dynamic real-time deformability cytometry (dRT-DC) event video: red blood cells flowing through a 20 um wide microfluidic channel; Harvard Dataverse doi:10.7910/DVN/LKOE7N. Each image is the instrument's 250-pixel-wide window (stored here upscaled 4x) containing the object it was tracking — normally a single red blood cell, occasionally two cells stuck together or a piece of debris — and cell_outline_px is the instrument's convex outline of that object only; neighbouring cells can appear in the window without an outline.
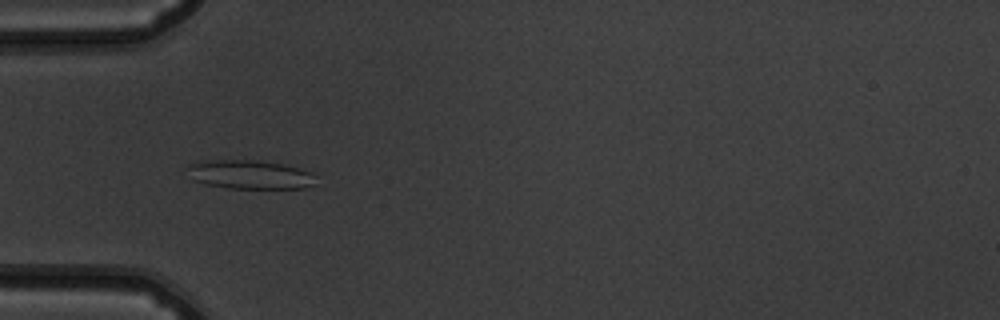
{"species": "common noctule bat (a hibernating species)", "species_latin": "Nyctalus noctula", "temperature_condition": "warm", "stored_images_in_passage": 35, "camera_frame_rate_fps": 3000, "um_per_image_px": 0.085, "animal": {"sex": "male", "body_mass_g": 19.5, "forearm_length_mm": 54.6}, "frame": {"image": 1, "passage_image": 4, "time_ms": 1.0, "image_size_px": [1000, 320], "cell_outline_px": [[316, 184], [304, 188], [228, 188], [204, 184], [192, 180], [192, 164], [200, 160], [252, 160], [284, 164], [300, 168], [312, 172], [316, 176]], "centroid_in_image_um": [21.33, 14.84], "position_along_channel_um": 63.7, "area_um2": 21.5}}
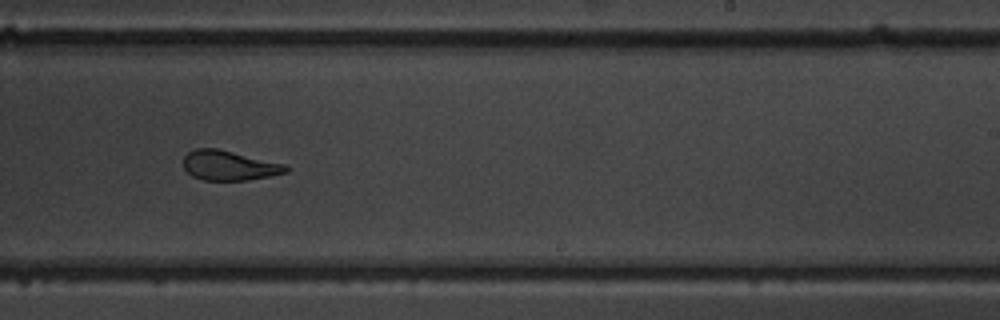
{"frame": {"image": 2, "passage_image": 20, "time_ms": 6.333, "image_size_px": [1000, 320], "cell_outline_px": [[288, 172], [272, 176], [248, 180], [204, 180], [192, 176], [184, 168], [184, 156], [188, 152], [196, 148], [216, 148], [284, 164], [288, 168]], "centroid_in_image_um": [19.47, 14.07], "position_along_channel_um": 269.5, "area_um2": 17.63}}
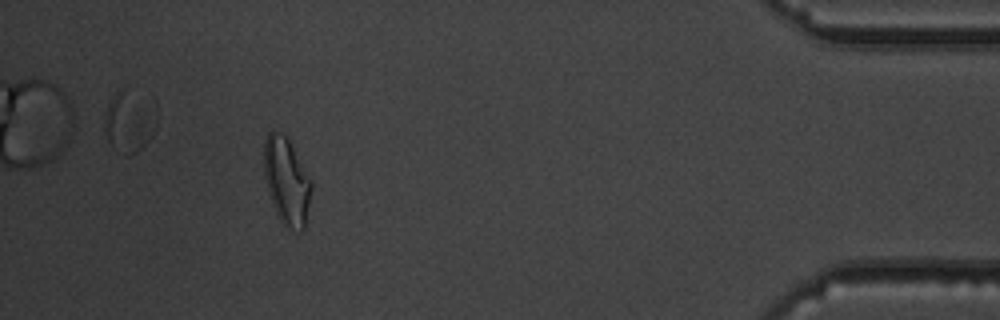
{"frame": {"image": 3, "passage_image": 35, "time_ms": 11.333, "image_size_px": [1000, 320], "cell_outline_px": [[312, 188], [304, 228], [300, 232], [288, 228], [280, 220], [272, 204], [264, 176], [264, 140], [268, 132], [272, 128], [288, 136], [312, 180]], "centroid_in_image_um": [24.36, 15.33], "position_along_channel_um": 410.8, "area_um2": 24.45}, "authors_computed_cell_mechanics": {"area_um2": 18.9006, "velocity_mm_per_s": 3.9028, "shape_relaxation_time_tau1_ms": null, "shape_relaxation_time_tau2_ms": 1.753, "deformation_change_tau1": null, "deformation_change_tau2": 0.1061}}